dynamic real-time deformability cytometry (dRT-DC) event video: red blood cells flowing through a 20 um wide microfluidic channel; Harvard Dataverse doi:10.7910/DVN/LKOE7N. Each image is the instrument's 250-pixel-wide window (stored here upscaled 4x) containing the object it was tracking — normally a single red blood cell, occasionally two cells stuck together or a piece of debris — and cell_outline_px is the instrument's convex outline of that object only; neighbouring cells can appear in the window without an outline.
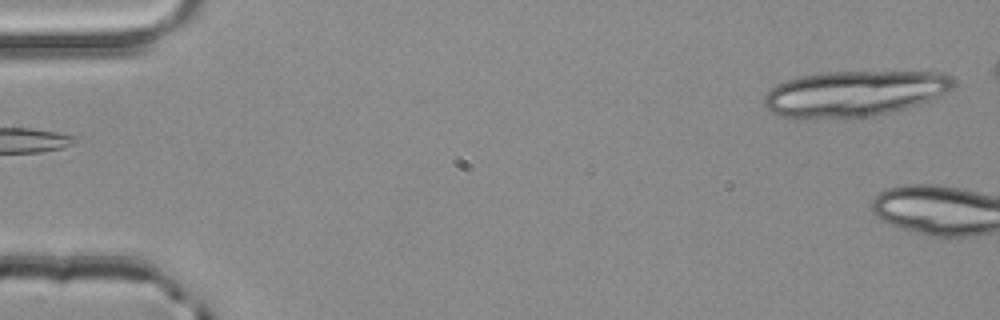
{"species": "common noctule bat (a hibernating species)", "species_latin": "Nyctalus noctula", "temperature_condition": "room temperature", "stored_images_in_passage": 5, "camera_frame_rate_fps": 3000, "um_per_image_px": 0.085, "animal": {"sex": "male", "body_mass_g": 20.4}, "frame": {"image": 1, "passage_image": 1, "time_ms": 0.0, "image_size_px": [1000, 320], "cell_outline_px": [[956, 80], [952, 88], [948, 92], [932, 100], [908, 108], [892, 112], [872, 116], [800, 120], [796, 120], [776, 116], [764, 108], [764, 96], [776, 84], [796, 76], [820, 72], [944, 72], [952, 76]], "centroid_in_image_um": [72.58, 7.97], "position_along_channel_um": 12.4, "area_um2": 51.73}}